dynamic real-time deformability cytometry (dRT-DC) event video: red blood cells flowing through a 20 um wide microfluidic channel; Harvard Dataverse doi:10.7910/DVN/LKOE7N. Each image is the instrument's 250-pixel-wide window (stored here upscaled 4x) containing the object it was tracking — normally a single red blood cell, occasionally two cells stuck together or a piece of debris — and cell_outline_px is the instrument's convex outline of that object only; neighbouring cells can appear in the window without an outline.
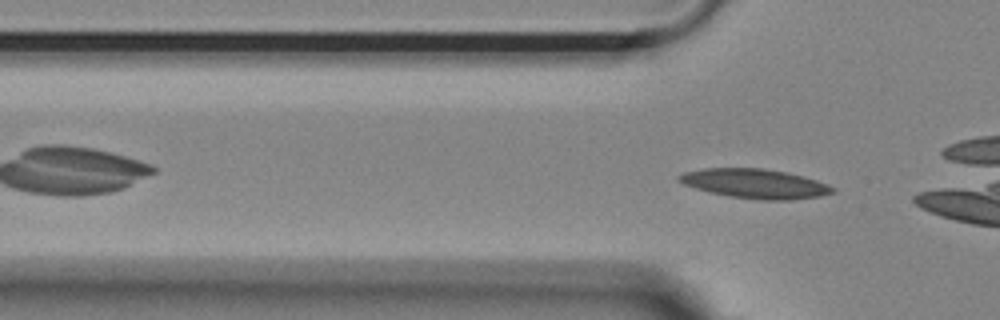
{"species": "Egyptian fruit bat (a non-hibernating species)", "species_latin": "Rousettus aegyptiacus", "temperature_condition": "room temperature", "stored_images_in_passage": 29, "camera_frame_rate_fps": 3000, "um_per_image_px": 0.085, "animal": {"sex": "female"}, "frame": {"image": 1, "passage_image": 2, "time_ms": 0.333, "image_size_px": [1000, 320], "cell_outline_px": [[836, 192], [820, 196], [792, 200], [760, 200], [728, 196], [696, 188], [684, 184], [676, 180], [676, 176], [684, 172], [704, 168], [764, 168], [784, 172], [816, 180], [828, 184], [836, 188]], "centroid_in_image_um": [64.18, 15.61], "position_along_channel_um": 61.6, "area_um2": 26.3}}
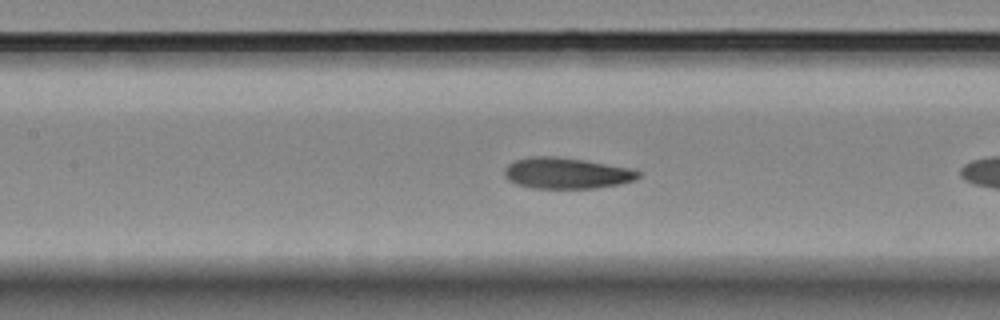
{"frame": {"image": 2, "passage_image": 10, "time_ms": 3.0, "image_size_px": [1000, 320], "cell_outline_px": [[640, 176], [636, 180], [620, 184], [596, 188], [532, 188], [516, 184], [508, 180], [504, 176], [504, 168], [508, 164], [516, 160], [528, 156], [556, 156], [584, 160], [628, 168], [640, 172]], "centroid_in_image_um": [48.12, 14.72], "position_along_channel_um": 159.3, "area_um2": 24.28}}
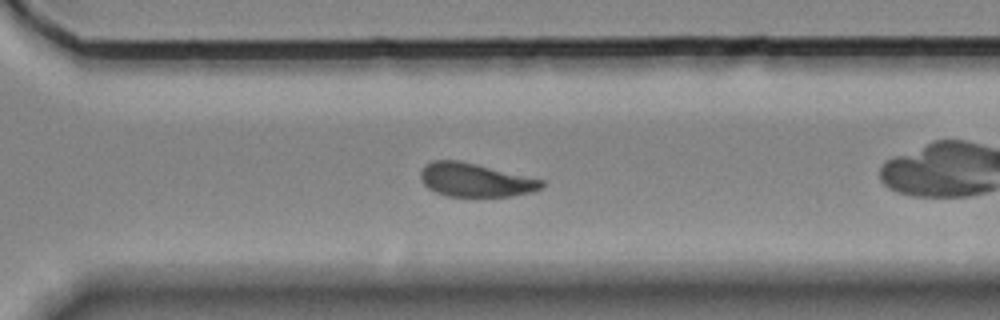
{"frame": {"image": 3, "passage_image": 24, "time_ms": 7.667, "image_size_px": [1000, 320], "cell_outline_px": [[544, 184], [540, 188], [532, 192], [512, 196], [444, 196], [428, 188], [420, 180], [420, 172], [424, 164], [432, 160], [456, 160], [476, 164], [544, 180]], "centroid_in_image_um": [40.35, 15.3], "position_along_channel_um": 330.2, "area_um2": 23.64}}